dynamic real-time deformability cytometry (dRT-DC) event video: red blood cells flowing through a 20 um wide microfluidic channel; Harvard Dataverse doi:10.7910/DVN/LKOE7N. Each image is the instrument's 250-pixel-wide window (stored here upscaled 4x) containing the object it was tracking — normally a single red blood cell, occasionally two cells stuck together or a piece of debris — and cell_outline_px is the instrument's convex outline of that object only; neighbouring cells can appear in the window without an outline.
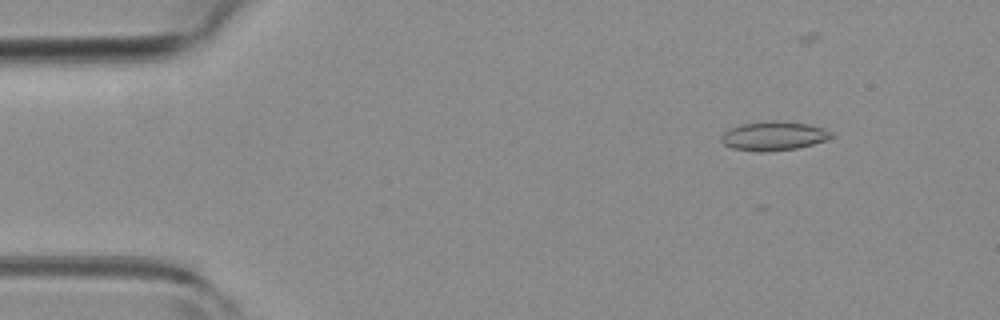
{"species": "common noctule bat (a hibernating species)", "species_latin": "Nyctalus noctula", "temperature_condition": "room temperature", "stored_images_in_passage": 52, "camera_frame_rate_fps": 3000, "um_per_image_px": 0.085, "animal": {"sex": "female", "body_mass_g": 19.3, "forearm_length_mm": 54.1}, "frame": {"image": 1, "passage_image": 6, "time_ms": 1.667, "image_size_px": [1000, 320], "cell_outline_px": [[836, 136], [828, 140], [796, 148], [732, 148], [724, 144], [720, 140], [720, 136], [724, 132], [740, 124], [768, 120], [776, 120], [808, 124], [832, 132]], "centroid_in_image_um": [65.81, 11.49], "position_along_channel_um": 19.2, "area_um2": 17.69}}
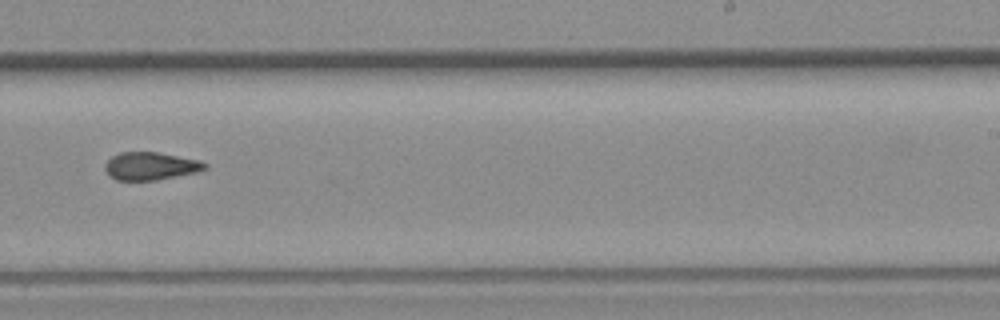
{"frame": {"image": 2, "passage_image": 32, "time_ms": 10.333, "image_size_px": [1000, 320], "cell_outline_px": [[208, 168], [196, 172], [156, 180], [116, 180], [108, 176], [104, 168], [104, 164], [112, 156], [120, 152], [156, 152], [200, 160], [208, 164]], "centroid_in_image_um": [12.78, 14.12], "position_along_channel_um": 276.2, "area_um2": 16.24}}
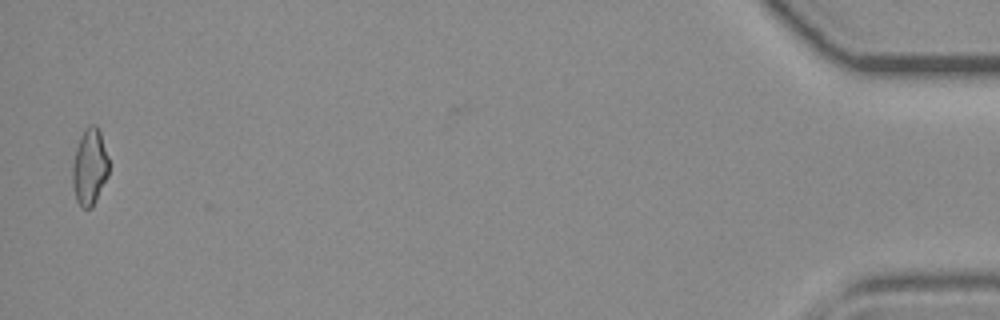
{"frame": {"image": 3, "passage_image": 51, "time_ms": 16.667, "image_size_px": [1000, 320], "cell_outline_px": [[108, 176], [92, 208], [80, 208], [76, 200], [72, 184], [72, 164], [76, 148], [80, 136], [84, 128], [88, 124], [96, 124], [100, 132], [108, 156]], "centroid_in_image_um": [7.6, 14.18], "position_along_channel_um": 427.6, "area_um2": 16.42}, "authors_computed_cell_mechanics": {"area_um2": 16.8487, "velocity_mm_per_s": 3.9492, "shape_relaxation_time_tau1_ms": null, "shape_relaxation_time_tau2_ms": 2.8556, "deformation_change_tau1": null, "deformation_change_tau2": 0.0998}}